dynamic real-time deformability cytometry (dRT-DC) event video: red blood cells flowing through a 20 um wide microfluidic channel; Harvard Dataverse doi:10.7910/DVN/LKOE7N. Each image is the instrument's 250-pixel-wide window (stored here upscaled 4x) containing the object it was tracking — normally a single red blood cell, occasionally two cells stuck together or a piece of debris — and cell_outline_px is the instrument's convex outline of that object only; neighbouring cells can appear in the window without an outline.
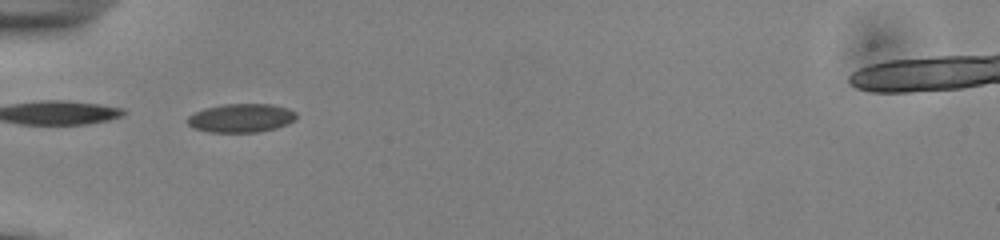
{"species": "common noctule bat (a hibernating species)", "species_latin": "Nyctalus noctula", "temperature_condition": "cold", "stored_images_in_passage": 47, "camera_frame_rate_fps": 3000, "um_per_image_px": 0.085, "animal": {"sex": "male", "body_mass_g": 13.0, "forearm_length_mm": 53.1}, "frame": {"image": 1, "passage_image": 12, "time_ms": 3.667, "image_size_px": [1000, 240], "cell_outline_px": [[296, 116], [288, 124], [276, 128], [260, 132], [208, 132], [192, 128], [184, 120], [188, 116], [204, 108], [224, 104], [272, 104], [288, 108], [296, 112]], "centroid_in_image_um": [20.46, 10.03], "position_along_channel_um": 64.5, "area_um2": 18.32}}
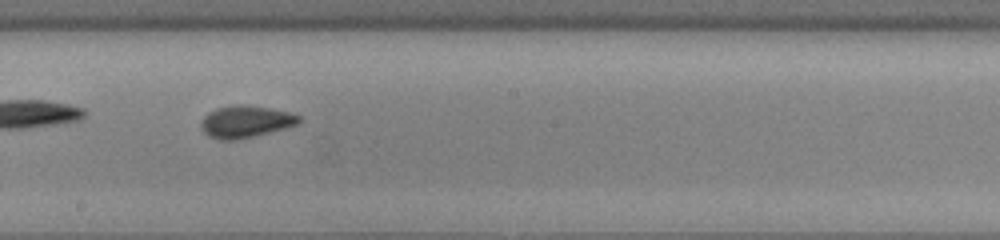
{"frame": {"image": 2, "passage_image": 25, "time_ms": 8.0, "image_size_px": [1000, 240], "cell_outline_px": [[300, 120], [296, 124], [284, 128], [236, 140], [220, 140], [208, 136], [200, 128], [200, 124], [204, 116], [208, 112], [216, 108], [240, 104], [244, 104], [268, 108], [288, 112], [300, 116]], "centroid_in_image_um": [20.81, 10.34], "position_along_channel_um": 227.4, "area_um2": 18.03}}
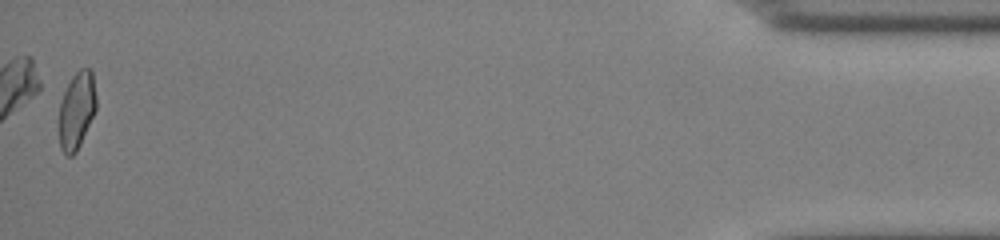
{"frame": {"image": 3, "passage_image": 47, "time_ms": 15.333, "image_size_px": [1000, 240], "cell_outline_px": [[96, 108], [80, 144], [76, 152], [72, 156], [68, 156], [60, 148], [60, 104], [64, 92], [72, 76], [80, 68], [92, 68], [96, 96]], "centroid_in_image_um": [6.53, 9.34], "position_along_channel_um": 428.7, "area_um2": 16.47}, "authors_computed_cell_mechanics": {"area_um2": 17.5134, "velocity_mm_per_s": 3.8662, "shape_relaxation_time_tau1_ms": 5.4694, "shape_relaxation_time_tau2_ms": 1.5435, "deformation_change_tau1": 0.0967, "deformation_change_tau2": 0.0554}}